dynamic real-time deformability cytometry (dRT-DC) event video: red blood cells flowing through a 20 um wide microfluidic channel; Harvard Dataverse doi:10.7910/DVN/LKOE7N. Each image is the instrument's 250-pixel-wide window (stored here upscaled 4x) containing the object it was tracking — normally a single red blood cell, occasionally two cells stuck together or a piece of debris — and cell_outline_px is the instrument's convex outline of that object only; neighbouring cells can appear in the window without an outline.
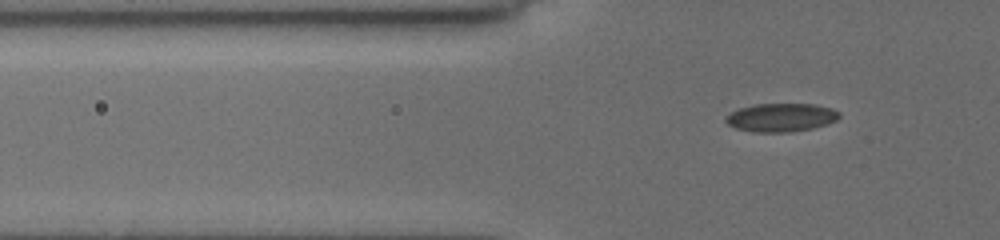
{"species": "common noctule bat (a hibernating species)", "species_latin": "Nyctalus noctula", "temperature_condition": "cold", "stored_images_in_passage": 42, "camera_frame_rate_fps": 3000, "um_per_image_px": 0.085, "animal": {"sex": "female", "body_mass_g": 19.5, "forearm_length_mm": 54.1}, "frame": {"image": 1, "passage_image": 10, "time_ms": 3.0, "image_size_px": [1000, 240], "cell_outline_px": [[840, 116], [836, 120], [828, 124], [812, 128], [788, 132], [752, 132], [736, 128], [728, 124], [724, 120], [732, 112], [740, 108], [756, 104], [812, 104], [832, 108], [840, 112]], "centroid_in_image_um": [66.41, 9.99], "position_along_channel_um": 59.4, "area_um2": 18.67}}
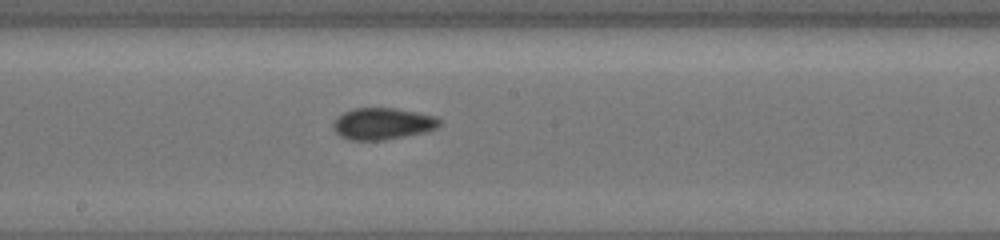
{"frame": {"image": 2, "passage_image": 23, "time_ms": 7.333, "image_size_px": [1000, 240], "cell_outline_px": [[440, 124], [436, 128], [424, 132], [384, 140], [348, 140], [340, 136], [336, 132], [332, 124], [344, 112], [356, 108], [396, 108], [436, 116], [440, 120]], "centroid_in_image_um": [32.53, 10.52], "position_along_channel_um": 215.7, "area_um2": 19.42}}
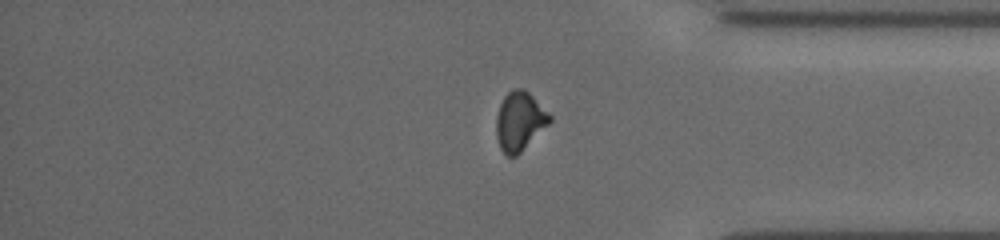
{"frame": {"image": 3, "passage_image": 37, "time_ms": 12.0, "image_size_px": [1000, 240], "cell_outline_px": [[552, 120], [516, 156], [508, 156], [500, 148], [496, 136], [496, 120], [500, 104], [504, 96], [512, 88], [524, 88], [552, 116]], "centroid_in_image_um": [44.15, 10.28], "position_along_channel_um": 391.0, "area_um2": 18.09}}